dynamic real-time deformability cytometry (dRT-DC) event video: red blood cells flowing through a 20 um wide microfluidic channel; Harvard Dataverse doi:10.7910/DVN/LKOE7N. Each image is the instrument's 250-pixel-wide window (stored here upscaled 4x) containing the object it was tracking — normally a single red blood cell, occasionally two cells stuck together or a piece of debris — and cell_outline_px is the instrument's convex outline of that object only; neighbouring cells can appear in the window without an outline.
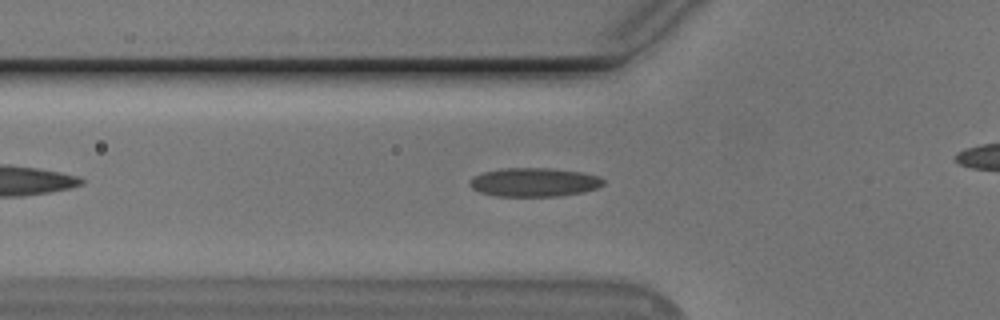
{"species": "Egyptian fruit bat (a non-hibernating species)", "species_latin": "Rousettus aegyptiacus", "temperature_condition": "cold", "stored_images_in_passage": 34, "camera_frame_rate_fps": 3000, "um_per_image_px": 0.085, "animal": {"sex": "male"}, "frame": {"image": 1, "passage_image": 8, "time_ms": 2.333, "image_size_px": [1000, 320], "cell_outline_px": [[604, 184], [596, 188], [584, 192], [560, 196], [496, 196], [480, 192], [472, 188], [468, 184], [476, 176], [484, 172], [504, 168], [548, 168], [580, 172], [600, 176], [604, 180]], "centroid_in_image_um": [45.44, 15.49], "position_along_channel_um": 80.4, "area_um2": 22.25}}
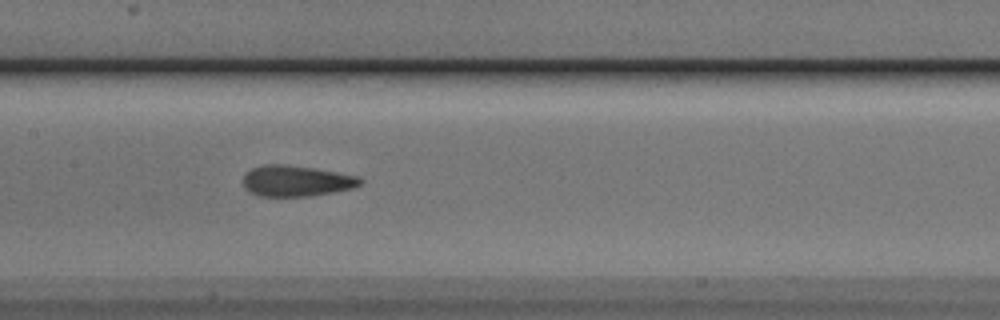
{"frame": {"image": 2, "passage_image": 16, "time_ms": 5.0, "image_size_px": [1000, 320], "cell_outline_px": [[364, 180], [360, 184], [352, 188], [332, 192], [308, 196], [260, 196], [248, 192], [244, 188], [244, 172], [252, 168], [264, 164], [288, 164], [336, 172], [356, 176]], "centroid_in_image_um": [25.13, 15.37], "position_along_channel_um": 182.3, "area_um2": 21.04}}
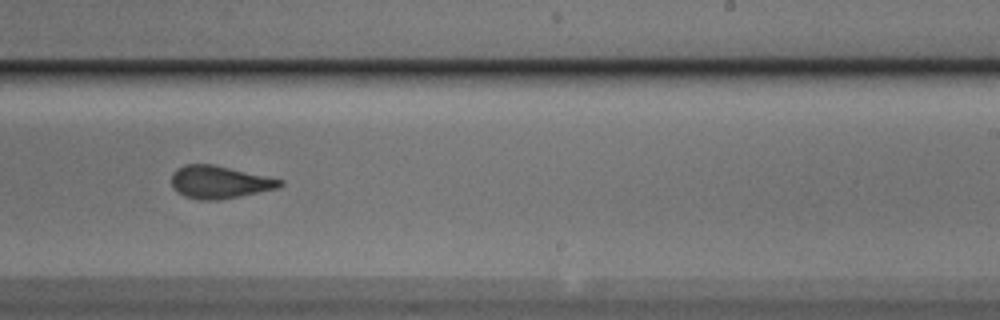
{"frame": {"image": 3, "passage_image": 23, "time_ms": 7.333, "image_size_px": [1000, 320], "cell_outline_px": [[284, 184], [280, 188], [220, 200], [200, 200], [184, 196], [176, 192], [172, 188], [172, 172], [176, 168], [184, 164], [212, 164], [284, 180]], "centroid_in_image_um": [18.64, 15.48], "position_along_channel_um": 270.4, "area_um2": 20.81}}